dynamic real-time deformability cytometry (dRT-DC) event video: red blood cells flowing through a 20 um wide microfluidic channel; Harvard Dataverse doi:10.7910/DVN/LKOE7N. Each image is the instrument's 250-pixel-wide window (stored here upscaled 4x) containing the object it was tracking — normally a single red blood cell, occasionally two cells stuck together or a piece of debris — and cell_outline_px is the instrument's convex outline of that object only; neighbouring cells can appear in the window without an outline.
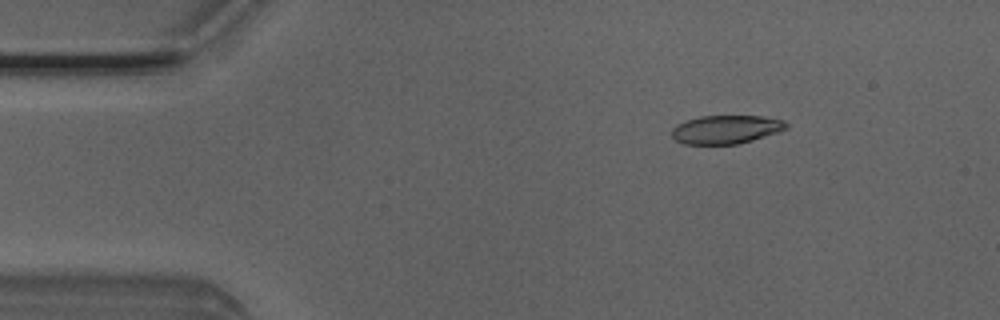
{"species": "Egyptian fruit bat (a non-hibernating species)", "species_latin": "Rousettus aegyptiacus", "temperature_condition": "room temperature", "stored_images_in_passage": 4, "camera_frame_rate_fps": 3000, "um_per_image_px": 0.085, "animal": {"sex": "male"}, "frame": {"image": 1, "passage_image": 2, "time_ms": 0.333, "image_size_px": [1000, 320], "cell_outline_px": [[788, 128], [780, 132], [752, 140], [736, 144], [684, 144], [676, 140], [672, 136], [672, 128], [676, 124], [700, 116], [764, 116], [784, 120], [788, 124]], "centroid_in_image_um": [61.74, 11.0], "position_along_channel_um": 23.3, "area_um2": 19.07}}